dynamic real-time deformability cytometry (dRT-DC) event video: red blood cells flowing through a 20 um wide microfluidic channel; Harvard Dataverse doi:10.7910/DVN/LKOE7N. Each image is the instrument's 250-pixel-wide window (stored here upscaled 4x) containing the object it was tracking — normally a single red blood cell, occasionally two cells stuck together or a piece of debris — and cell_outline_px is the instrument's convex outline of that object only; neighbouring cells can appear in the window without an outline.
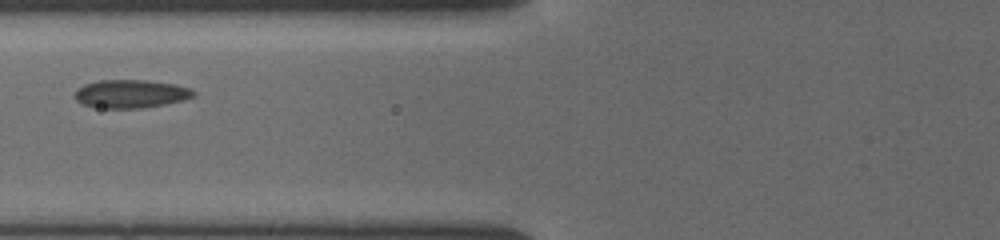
{"species": "common noctule bat (a hibernating species)", "species_latin": "Nyctalus noctula", "temperature_condition": "cold", "stored_images_in_passage": 3, "camera_frame_rate_fps": 3000, "um_per_image_px": 0.085, "animal": {"sex": "female", "body_mass_g": 19.5, "forearm_length_mm": 54.1}, "frame": {"image": 1, "passage_image": 2, "time_ms": 1.333, "image_size_px": [1000, 240], "cell_outline_px": [[196, 96], [184, 100], [144, 108], [100, 108], [80, 104], [76, 100], [72, 92], [76, 88], [84, 84], [100, 80], [144, 80], [176, 84], [188, 88], [196, 92]], "centroid_in_image_um": [11.07, 7.98], "position_along_channel_um": 114.7, "area_um2": 19.83}}
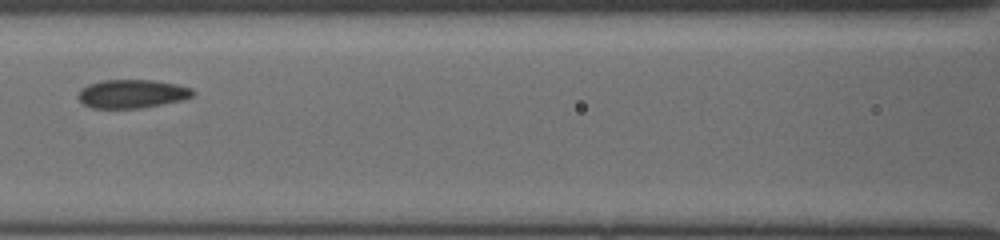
{"frame": {"image": 2, "passage_image": 3, "time_ms": 2.333, "image_size_px": [1000, 240], "cell_outline_px": [[196, 92], [192, 96], [180, 100], [140, 108], [92, 108], [84, 104], [76, 96], [80, 88], [88, 84], [104, 80], [152, 80], [176, 84], [192, 88]], "centroid_in_image_um": [11.18, 7.96], "position_along_channel_um": 155.4, "area_um2": 19.02}}